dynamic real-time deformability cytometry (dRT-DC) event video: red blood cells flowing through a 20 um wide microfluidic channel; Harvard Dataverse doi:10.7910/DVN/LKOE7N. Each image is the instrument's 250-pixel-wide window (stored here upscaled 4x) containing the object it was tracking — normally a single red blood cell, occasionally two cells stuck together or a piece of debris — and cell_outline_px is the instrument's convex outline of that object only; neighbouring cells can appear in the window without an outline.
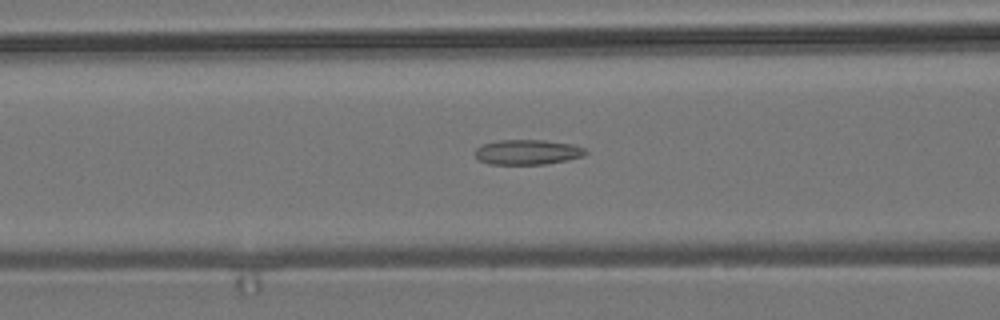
{"species": "common noctule bat (a hibernating species)", "species_latin": "Nyctalus noctula", "temperature_condition": "room temperature", "stored_images_in_passage": 28, "camera_frame_rate_fps": 3000, "um_per_image_px": 0.085, "animal": {"sex": "male", "body_mass_g": 19.2, "forearm_length_mm": 51.8}, "frame": {"image": 1, "passage_image": 6, "time_ms": 1.667, "image_size_px": [1000, 320], "cell_outline_px": [[588, 152], [584, 156], [568, 160], [544, 164], [488, 164], [480, 160], [476, 156], [476, 148], [484, 144], [500, 140], [544, 140], [572, 144], [584, 148]], "centroid_in_image_um": [44.87, 12.93], "position_along_channel_um": 121.7, "area_um2": 16.01}}
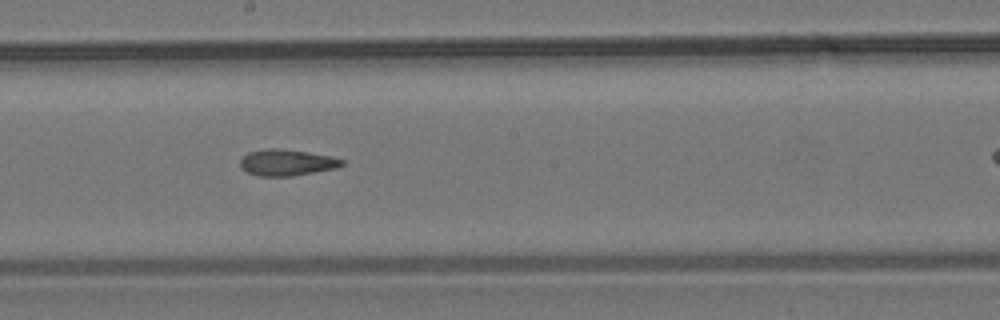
{"frame": {"image": 2, "passage_image": 14, "time_ms": 4.333, "image_size_px": [1000, 320], "cell_outline_px": [[344, 164], [336, 168], [292, 176], [260, 176], [248, 172], [240, 168], [240, 160], [248, 152], [268, 148], [276, 148], [308, 152], [332, 156], [344, 160]], "centroid_in_image_um": [24.38, 13.81], "position_along_channel_um": 223.8, "area_um2": 15.55}}
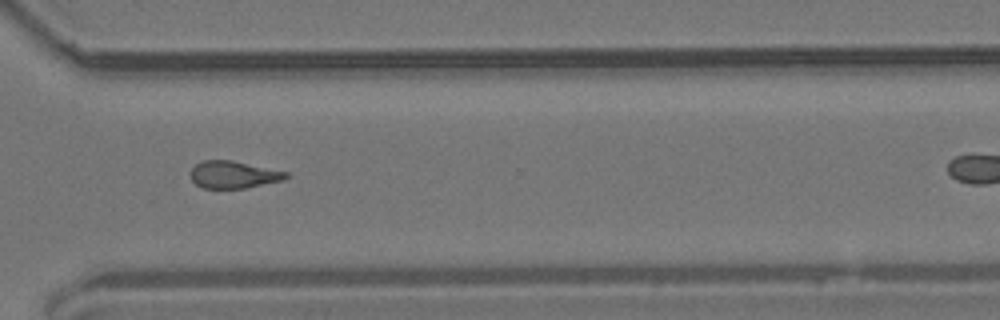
{"frame": {"image": 3, "passage_image": 24, "time_ms": 7.667, "image_size_px": [1000, 320], "cell_outline_px": [[288, 176], [284, 180], [244, 188], [204, 188], [196, 184], [192, 180], [188, 172], [196, 164], [204, 160], [232, 160], [288, 172]], "centroid_in_image_um": [19.82, 14.84], "position_along_channel_um": 350.8, "area_um2": 15.14}}